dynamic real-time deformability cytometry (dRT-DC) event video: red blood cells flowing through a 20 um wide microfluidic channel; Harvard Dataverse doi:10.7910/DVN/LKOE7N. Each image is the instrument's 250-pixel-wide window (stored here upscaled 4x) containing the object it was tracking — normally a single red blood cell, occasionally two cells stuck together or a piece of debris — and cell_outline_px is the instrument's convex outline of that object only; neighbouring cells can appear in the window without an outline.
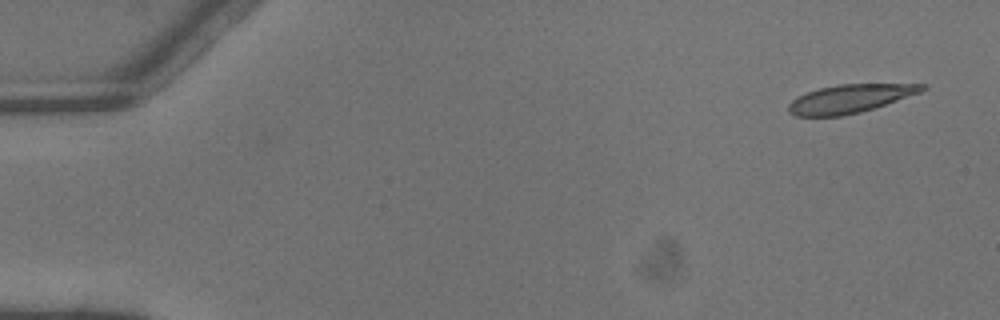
{"species": "common noctule bat (a hibernating species)", "species_latin": "Nyctalus noctula", "temperature_condition": "warm", "stored_images_in_passage": 3, "camera_frame_rate_fps": 3000, "um_per_image_px": 0.085, "animal": {"sex": "male", "body_mass_g": 13.3}, "frame": {"image": 1, "passage_image": 3, "time_ms": 0.667, "image_size_px": [1000, 320], "cell_outline_px": [[928, 88], [920, 92], [860, 112], [840, 116], [796, 116], [788, 112], [788, 104], [796, 96], [820, 88], [840, 84], [928, 84]], "centroid_in_image_um": [72.21, 8.38], "position_along_channel_um": 12.8, "area_um2": 21.79}}